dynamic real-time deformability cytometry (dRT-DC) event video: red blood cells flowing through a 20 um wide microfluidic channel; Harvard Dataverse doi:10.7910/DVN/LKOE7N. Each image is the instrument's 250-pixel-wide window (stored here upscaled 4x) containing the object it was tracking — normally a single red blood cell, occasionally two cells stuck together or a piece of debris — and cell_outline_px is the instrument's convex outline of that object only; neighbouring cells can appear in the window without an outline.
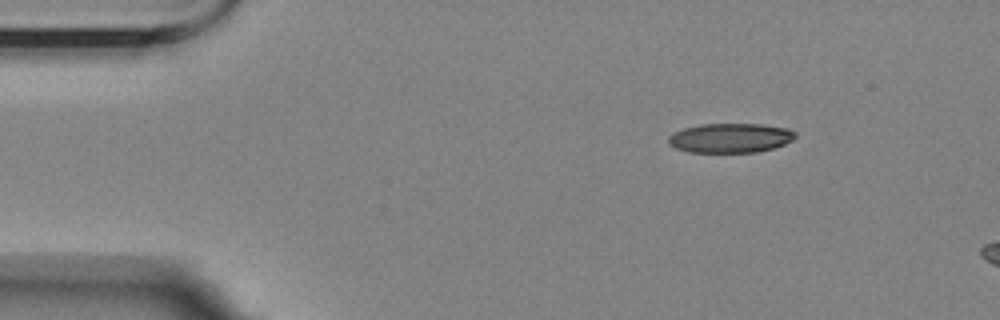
{"species": "Egyptian fruit bat (a non-hibernating species)", "species_latin": "Rousettus aegyptiacus", "temperature_condition": "room temperature", "stored_images_in_passage": 3, "camera_frame_rate_fps": 3000, "um_per_image_px": 0.085, "animal": {"sex": "female"}, "frame": {"image": 1, "passage_image": 1, "time_ms": 0.0, "image_size_px": [1000, 320], "cell_outline_px": [[796, 136], [792, 140], [784, 144], [772, 148], [756, 152], [688, 152], [676, 148], [668, 144], [668, 136], [684, 128], [700, 124], [760, 124], [788, 128], [796, 132]], "centroid_in_image_um": [62.08, 11.72], "position_along_channel_um": 22.9, "area_um2": 21.73}}